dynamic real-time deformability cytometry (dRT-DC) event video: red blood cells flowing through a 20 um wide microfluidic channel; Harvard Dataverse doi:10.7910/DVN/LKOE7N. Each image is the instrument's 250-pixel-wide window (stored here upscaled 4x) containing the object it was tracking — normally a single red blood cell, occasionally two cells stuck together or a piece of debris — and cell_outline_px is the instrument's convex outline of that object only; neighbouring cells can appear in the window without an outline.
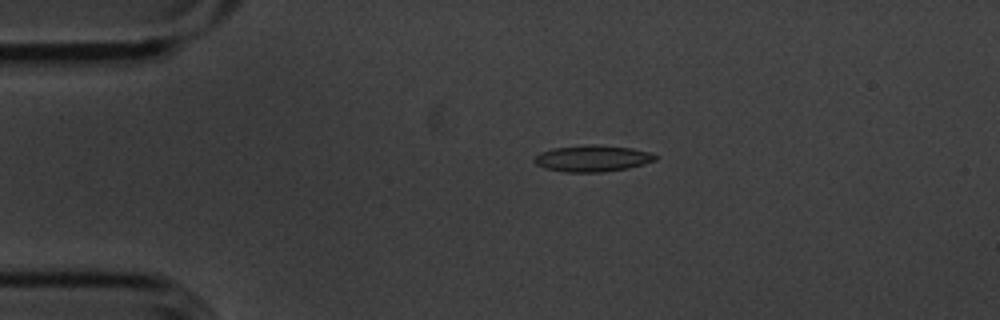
{"species": "common noctule bat (a hibernating species)", "species_latin": "Nyctalus noctula", "temperature_condition": "cold", "stored_images_in_passage": 48, "camera_frame_rate_fps": 3000, "um_per_image_px": 0.085, "animal": {"sex": "male", "body_mass_g": 20.1, "forearm_length_mm": 53.5}, "frame": {"image": 1, "passage_image": 4, "time_ms": 1.0, "image_size_px": [1000, 320], "cell_outline_px": [[656, 160], [628, 168], [604, 172], [564, 172], [544, 168], [536, 164], [532, 160], [540, 152], [552, 148], [592, 144], [600, 144], [632, 148], [648, 152], [656, 156]], "centroid_in_image_um": [50.32, 13.46], "position_along_channel_um": 34.7, "area_um2": 18.67}}
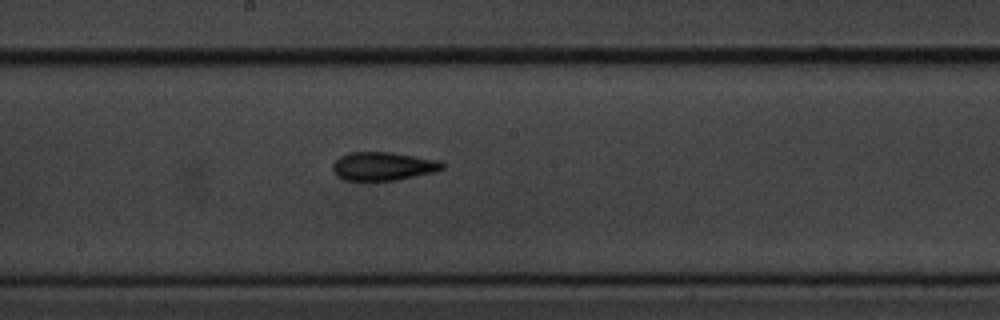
{"frame": {"image": 2, "passage_image": 22, "time_ms": 7.0, "image_size_px": [1000, 320], "cell_outline_px": [[444, 168], [436, 172], [396, 180], [344, 180], [336, 176], [332, 172], [332, 164], [340, 156], [348, 152], [392, 152], [440, 160], [444, 164]], "centroid_in_image_um": [32.56, 14.12], "position_along_channel_um": 215.6, "area_um2": 18.38}}
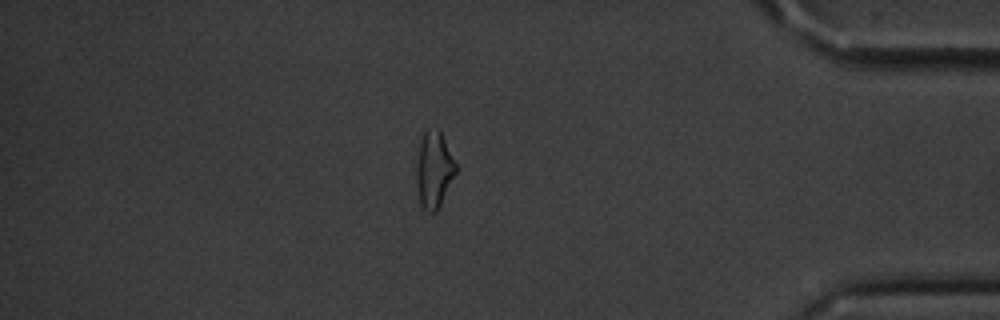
{"frame": {"image": 3, "passage_image": 40, "time_ms": 13.0, "image_size_px": [1000, 320], "cell_outline_px": [[456, 172], [436, 212], [428, 212], [420, 204], [416, 180], [416, 168], [420, 140], [424, 132], [428, 128], [440, 128], [456, 164]], "centroid_in_image_um": [36.88, 14.37], "position_along_channel_um": 398.3, "area_um2": 17.46}, "authors_computed_cell_mechanics": {"area_um2": 18.0047, "velocity_mm_per_s": 3.6169, "shape_relaxation_time_tau1_ms": 4.6231, "shape_relaxation_time_tau2_ms": 4.8802, "deformation_change_tau1": 0.1208, "deformation_change_tau2": 0.1297}}